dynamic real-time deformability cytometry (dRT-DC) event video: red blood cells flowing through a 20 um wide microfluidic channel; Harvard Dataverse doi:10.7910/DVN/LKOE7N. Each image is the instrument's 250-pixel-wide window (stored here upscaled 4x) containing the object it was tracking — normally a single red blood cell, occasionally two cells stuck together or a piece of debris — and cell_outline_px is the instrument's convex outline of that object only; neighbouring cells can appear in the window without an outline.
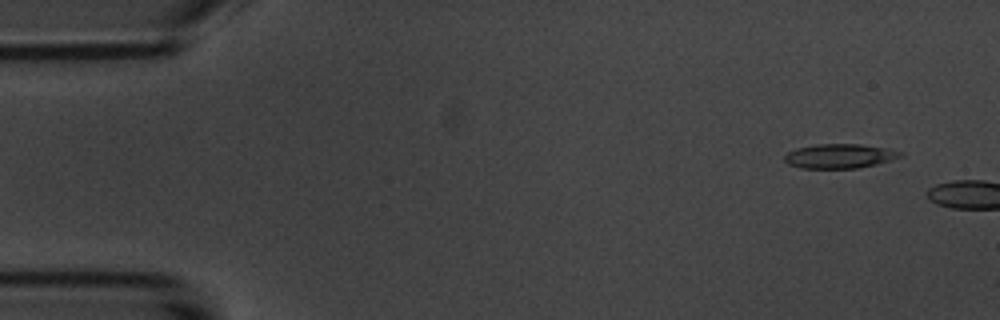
{"species": "common noctule bat (a hibernating species)", "species_latin": "Nyctalus noctula", "temperature_condition": "room temperature", "stored_images_in_passage": 2, "camera_frame_rate_fps": 3000, "um_per_image_px": 0.085, "animal": {"sex": "male", "body_mass_g": 20.1, "forearm_length_mm": 53.5}, "frame": {"image": 1, "passage_image": 1, "time_ms": 0.0, "image_size_px": [1000, 320], "cell_outline_px": [[904, 156], [892, 160], [876, 164], [856, 168], [800, 168], [788, 164], [784, 160], [784, 156], [788, 152], [796, 148], [816, 144], [860, 144], [888, 148], [904, 152]], "centroid_in_image_um": [71.39, 13.26], "position_along_channel_um": 13.6, "area_um2": 16.59}}